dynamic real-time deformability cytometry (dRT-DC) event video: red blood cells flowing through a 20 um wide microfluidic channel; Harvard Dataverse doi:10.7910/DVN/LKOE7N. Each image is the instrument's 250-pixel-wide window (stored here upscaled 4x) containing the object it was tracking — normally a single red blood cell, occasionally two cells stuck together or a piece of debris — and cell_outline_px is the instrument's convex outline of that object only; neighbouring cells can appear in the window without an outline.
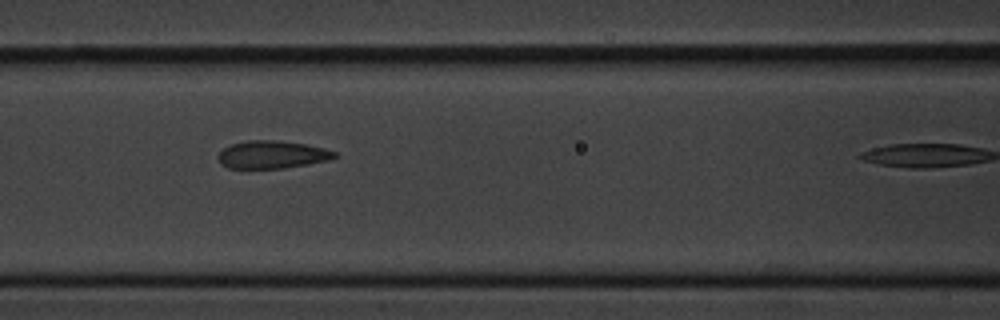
{"species": "common noctule bat (a hibernating species)", "species_latin": "Nyctalus noctula", "temperature_condition": "cold", "stored_images_in_passage": 8, "camera_frame_rate_fps": 3000, "um_per_image_px": 0.085, "animal": {"sex": "male", "body_mass_g": 20.1, "forearm_length_mm": 53.5}, "frame": {"image": 1, "passage_image": 5, "time_ms": 4.667, "image_size_px": [1000, 320], "cell_outline_px": [[340, 156], [328, 160], [308, 164], [280, 168], [228, 168], [220, 164], [216, 156], [224, 148], [232, 144], [244, 140], [276, 140], [304, 144], [324, 148], [336, 152]], "centroid_in_image_um": [23.11, 13.14], "position_along_channel_um": 143.5, "area_um2": 18.84}}
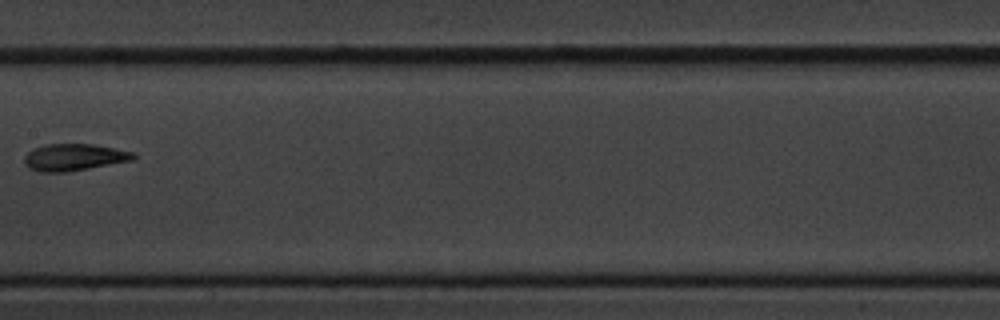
{"frame": {"image": 2, "passage_image": 8, "time_ms": 9.0, "image_size_px": [1000, 320], "cell_outline_px": [[136, 156], [132, 160], [88, 168], [64, 172], [40, 172], [28, 168], [24, 164], [24, 156], [32, 148], [48, 144], [92, 144], [136, 152]], "centroid_in_image_um": [6.26, 13.36], "position_along_channel_um": 201.1, "area_um2": 17.05}}